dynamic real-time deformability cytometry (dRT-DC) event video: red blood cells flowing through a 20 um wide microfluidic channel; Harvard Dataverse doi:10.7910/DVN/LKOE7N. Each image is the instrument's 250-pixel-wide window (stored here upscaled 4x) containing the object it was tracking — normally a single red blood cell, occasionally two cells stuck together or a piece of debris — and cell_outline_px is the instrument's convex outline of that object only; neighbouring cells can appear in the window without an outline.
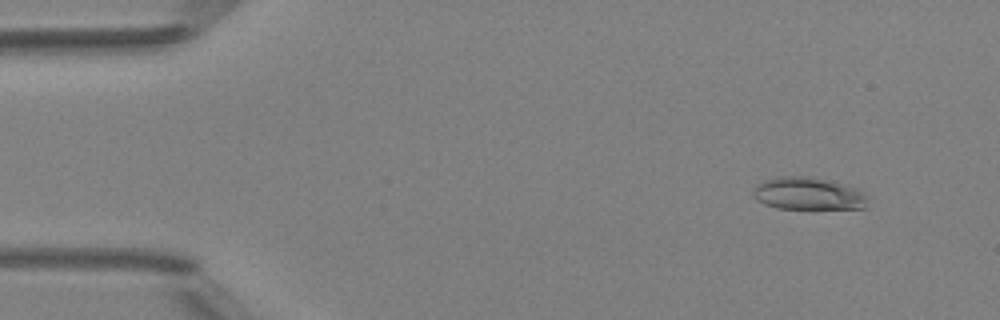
{"species": "Egyptian fruit bat (a non-hibernating species)", "species_latin": "Rousettus aegyptiacus", "temperature_condition": "room temperature", "stored_images_in_passage": 5, "camera_frame_rate_fps": 3000, "um_per_image_px": 0.085, "animal": {"sex": "female"}, "frame": {"image": 1, "passage_image": 1, "time_ms": 0.0, "image_size_px": [1000, 320], "cell_outline_px": [[868, 196], [864, 208], [776, 208], [764, 204], [756, 200], [752, 192], [756, 184], [764, 180], [776, 176], [804, 176], [824, 180], [856, 188], [864, 192]], "centroid_in_image_um": [68.64, 16.46], "position_along_channel_um": 16.4, "area_um2": 21.44}}